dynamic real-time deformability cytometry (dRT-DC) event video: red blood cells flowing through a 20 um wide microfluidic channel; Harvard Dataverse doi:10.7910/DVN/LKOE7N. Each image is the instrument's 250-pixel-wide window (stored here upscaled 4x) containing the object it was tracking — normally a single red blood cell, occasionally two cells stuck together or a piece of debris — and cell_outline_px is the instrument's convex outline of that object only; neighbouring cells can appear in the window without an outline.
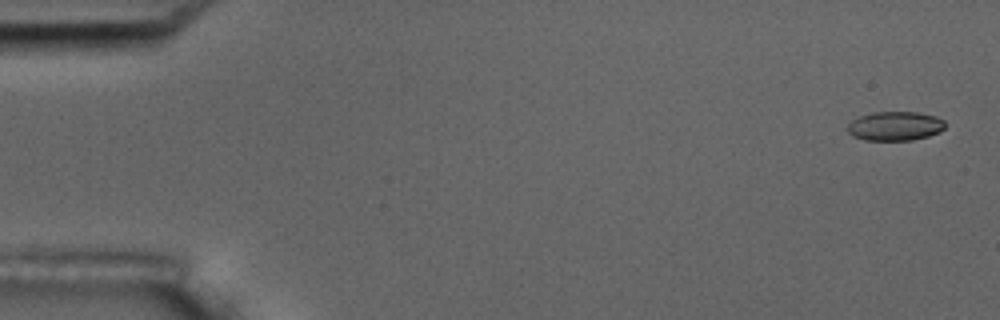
{"species": "common noctule bat (a hibernating species)", "species_latin": "Nyctalus noctula", "temperature_condition": "room temperature", "stored_images_in_passage": 3, "camera_frame_rate_fps": 3000, "um_per_image_px": 0.085, "animal": {"sex": "male", "body_mass_g": 17.5, "forearm_length_mm": 52.3}, "frame": {"image": 1, "passage_image": 1, "time_ms": 0.0, "image_size_px": [1000, 320], "cell_outline_px": [[944, 128], [940, 132], [928, 136], [912, 140], [864, 140], [852, 136], [848, 132], [848, 124], [852, 120], [860, 116], [872, 112], [916, 112], [936, 116], [944, 120]], "centroid_in_image_um": [76.07, 10.71], "position_along_channel_um": 8.9, "area_um2": 16.59}}